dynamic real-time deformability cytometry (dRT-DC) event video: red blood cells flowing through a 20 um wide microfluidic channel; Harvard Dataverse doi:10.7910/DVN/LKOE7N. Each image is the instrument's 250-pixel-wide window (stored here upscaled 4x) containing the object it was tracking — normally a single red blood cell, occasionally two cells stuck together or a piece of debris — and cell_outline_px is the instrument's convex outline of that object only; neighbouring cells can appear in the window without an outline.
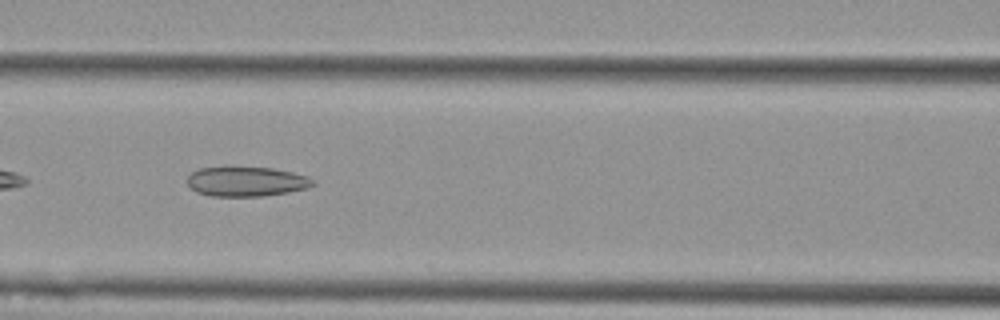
{"species": "Egyptian fruit bat (a non-hibernating species)", "species_latin": "Rousettus aegyptiacus", "temperature_condition": "cold", "stored_images_in_passage": 6, "camera_frame_rate_fps": 3000, "um_per_image_px": 0.085, "animal": {"sex": "female"}, "frame": {"image": 1, "passage_image": 4, "time_ms": 1.0, "image_size_px": [1000, 320], "cell_outline_px": [[316, 184], [308, 188], [288, 192], [264, 196], [212, 196], [196, 192], [188, 184], [188, 176], [192, 172], [200, 168], [224, 164], [232, 164], [272, 168], [292, 172], [308, 176], [316, 180]], "centroid_in_image_um": [20.94, 15.38], "position_along_channel_um": 145.7, "area_um2": 22.72}}
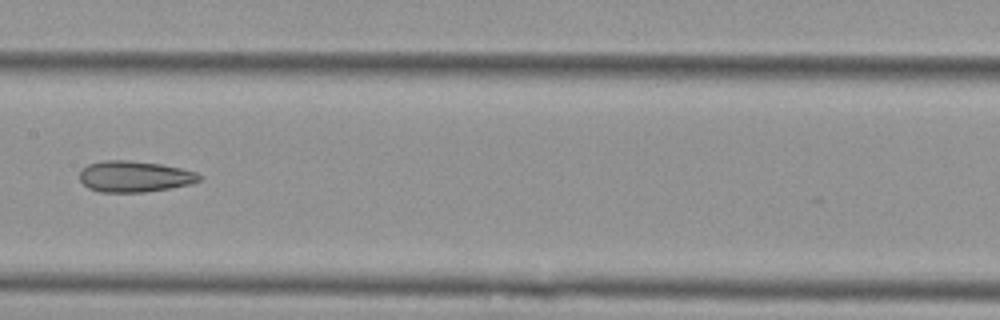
{"frame": {"image": 2, "passage_image": 5, "time_ms": 1.333, "image_size_px": [1000, 320], "cell_outline_px": [[200, 180], [188, 184], [168, 188], [144, 192], [100, 192], [88, 188], [80, 180], [80, 168], [88, 164], [104, 160], [128, 160], [160, 164], [180, 168], [196, 172], [200, 176]], "centroid_in_image_um": [11.37, 14.99], "position_along_channel_um": 196.0, "area_um2": 21.56}}
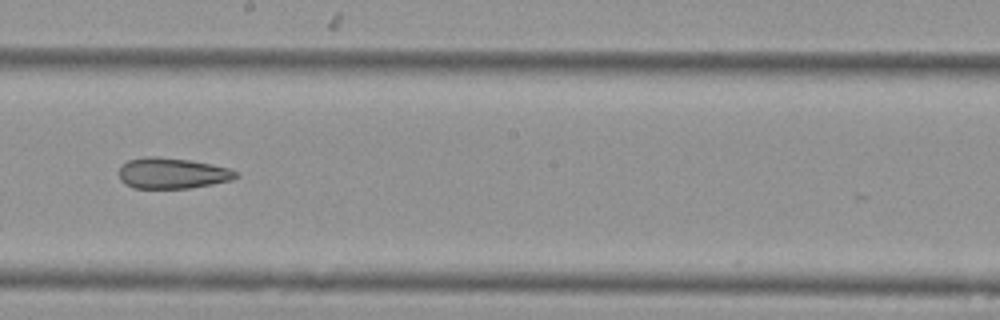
{"frame": {"image": 3, "passage_image": 6, "time_ms": 1.667, "image_size_px": [1000, 320], "cell_outline_px": [[240, 176], [228, 180], [212, 184], [188, 188], [132, 188], [124, 184], [120, 180], [120, 164], [128, 160], [144, 156], [156, 156], [188, 160], [212, 164], [228, 168], [236, 172]], "centroid_in_image_um": [14.58, 14.72], "position_along_channel_um": 233.6, "area_um2": 20.98}}